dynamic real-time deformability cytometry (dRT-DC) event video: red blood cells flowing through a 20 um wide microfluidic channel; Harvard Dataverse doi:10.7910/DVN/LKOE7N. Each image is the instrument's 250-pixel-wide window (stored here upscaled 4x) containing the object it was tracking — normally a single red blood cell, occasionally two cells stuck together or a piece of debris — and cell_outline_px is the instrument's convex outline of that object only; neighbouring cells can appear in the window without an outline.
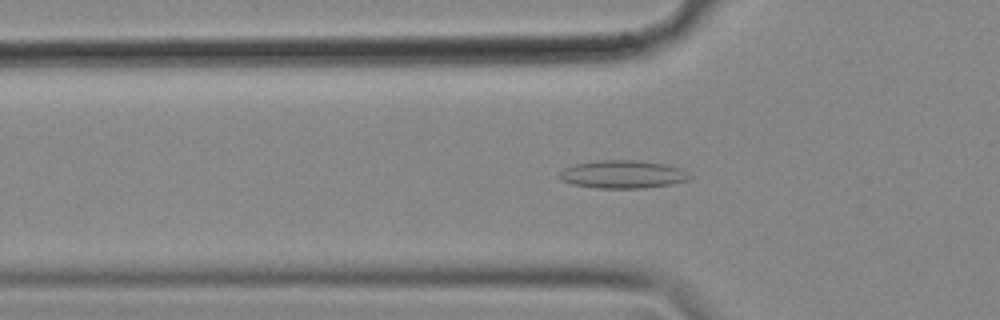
{"species": "common noctule bat (a hibernating species)", "species_latin": "Nyctalus noctula", "temperature_condition": "cold", "stored_images_in_passage": 56, "camera_frame_rate_fps": 3000, "um_per_image_px": 0.085, "animal": {"sex": "female", "body_mass_g": 18.4}, "frame": {"image": 1, "passage_image": 18, "time_ms": 5.667, "image_size_px": [1000, 320], "cell_outline_px": [[692, 176], [688, 180], [672, 184], [644, 188], [596, 188], [572, 184], [560, 180], [560, 172], [564, 168], [576, 164], [596, 160], [640, 160], [664, 164], [680, 168]], "centroid_in_image_um": [52.93, 14.82], "position_along_channel_um": 72.9, "area_um2": 21.27}}
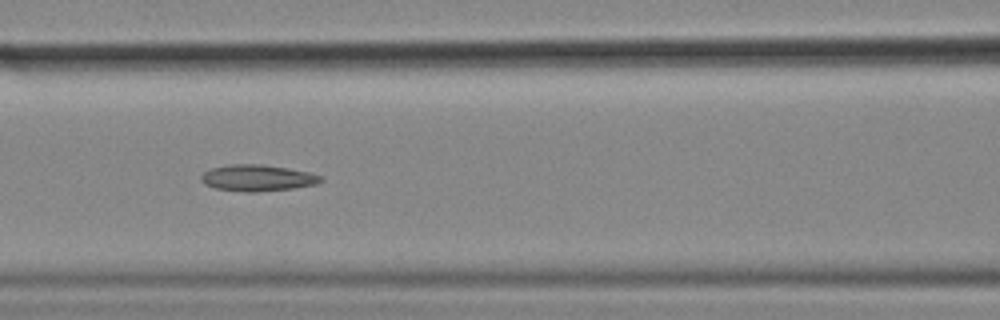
{"frame": {"image": 2, "passage_image": 24, "time_ms": 7.667, "image_size_px": [1000, 320], "cell_outline_px": [[324, 180], [316, 184], [292, 188], [256, 192], [248, 192], [216, 188], [204, 184], [200, 180], [200, 176], [204, 172], [212, 168], [232, 164], [260, 164], [288, 168], [308, 172], [324, 176]], "centroid_in_image_um": [21.9, 15.12], "position_along_channel_um": 144.7, "area_um2": 18.32}}
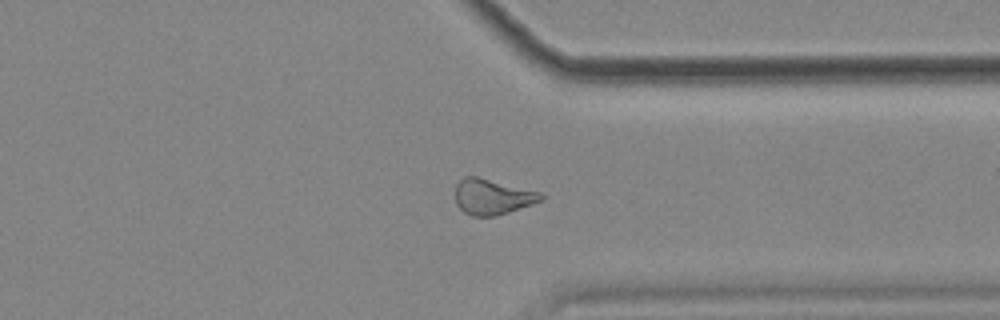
{"frame": {"image": 3, "passage_image": 43, "time_ms": 14.0, "image_size_px": [1000, 320], "cell_outline_px": [[544, 196], [540, 200], [532, 204], [496, 216], [472, 216], [464, 212], [456, 204], [456, 184], [464, 176], [476, 176], [544, 192]], "centroid_in_image_um": [41.86, 16.71], "position_along_channel_um": 369.5, "area_um2": 17.8}}